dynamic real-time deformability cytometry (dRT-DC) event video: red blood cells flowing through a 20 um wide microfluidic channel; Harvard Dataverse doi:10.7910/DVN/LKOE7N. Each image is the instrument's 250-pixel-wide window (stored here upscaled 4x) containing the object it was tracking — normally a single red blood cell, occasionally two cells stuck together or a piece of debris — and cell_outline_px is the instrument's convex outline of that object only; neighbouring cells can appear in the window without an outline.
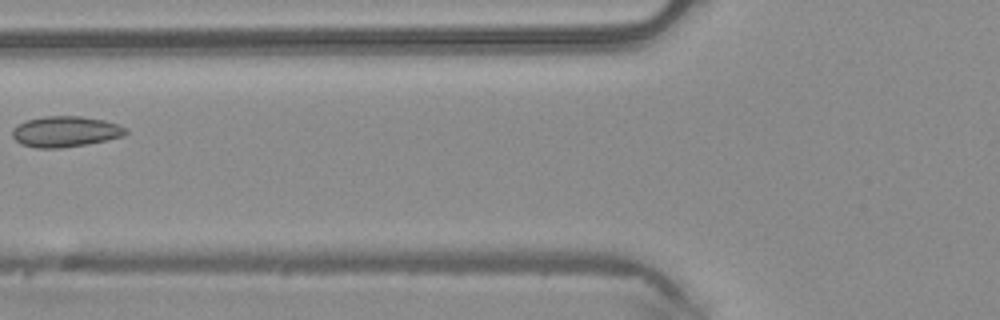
{"species": "common noctule bat (a hibernating species)", "species_latin": "Nyctalus noctula", "temperature_condition": "warm", "stored_images_in_passage": 5, "camera_frame_rate_fps": 3000, "um_per_image_px": 0.085, "animal": {"sex": "male", "body_mass_g": 20.4}, "frame": {"image": 1, "passage_image": 5, "time_ms": 1.333, "image_size_px": [1000, 320], "cell_outline_px": [[128, 132], [124, 136], [88, 144], [60, 148], [36, 148], [20, 144], [12, 136], [12, 128], [16, 124], [28, 120], [44, 116], [80, 116], [104, 120], [128, 128]], "centroid_in_image_um": [5.55, 11.19], "position_along_channel_um": 120.3, "area_um2": 20.46}}